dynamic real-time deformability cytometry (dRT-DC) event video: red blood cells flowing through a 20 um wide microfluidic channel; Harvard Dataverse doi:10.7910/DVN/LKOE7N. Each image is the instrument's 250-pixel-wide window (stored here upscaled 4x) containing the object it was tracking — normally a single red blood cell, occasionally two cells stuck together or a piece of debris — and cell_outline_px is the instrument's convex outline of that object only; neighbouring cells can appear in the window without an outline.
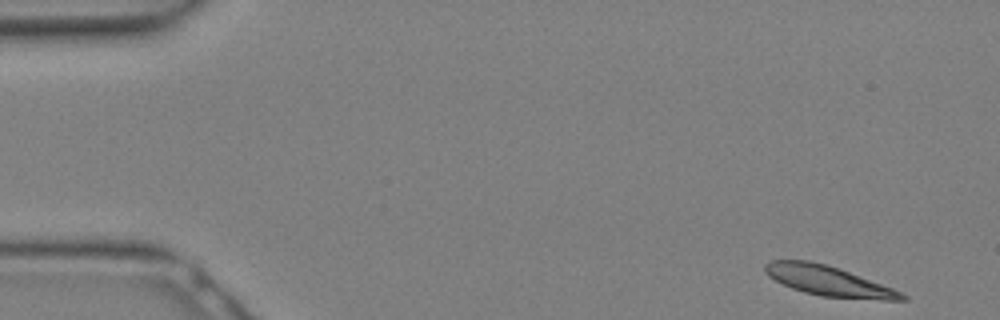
{"species": "Egyptian fruit bat (a non-hibernating species)", "species_latin": "Rousettus aegyptiacus", "temperature_condition": "warm", "stored_images_in_passage": 10, "camera_frame_rate_fps": 3000, "um_per_image_px": 0.085, "animal": {"sex": "female"}, "frame": {"image": 1, "passage_image": 1, "time_ms": 0.0, "image_size_px": [1000, 320], "cell_outline_px": [[908, 300], [884, 300], [820, 296], [804, 292], [792, 288], [768, 276], [764, 272], [764, 264], [768, 260], [808, 260], [828, 264], [840, 268], [892, 288], [908, 296]], "centroid_in_image_um": [70.4, 23.86], "position_along_channel_um": 14.6, "area_um2": 23.93}}
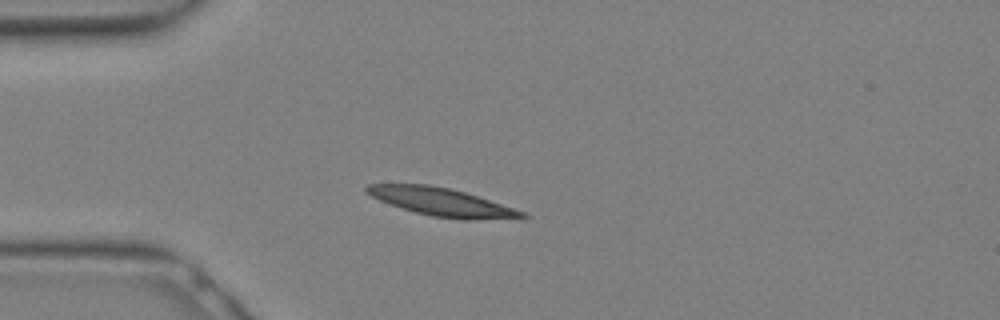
{"frame": {"image": 2, "passage_image": 7, "time_ms": 2.0, "image_size_px": [1000, 320], "cell_outline_px": [[528, 216], [472, 220], [464, 220], [432, 216], [416, 212], [380, 200], [364, 192], [364, 188], [368, 184], [428, 184], [448, 188], [464, 192], [524, 212]], "centroid_in_image_um": [37.45, 17.15], "position_along_channel_um": 47.5, "area_um2": 24.57}}
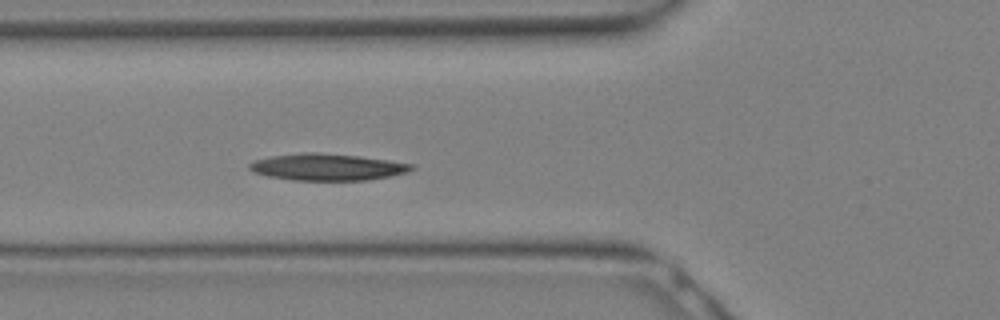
{"frame": {"image": 3, "passage_image": 10, "time_ms": 3.0, "image_size_px": [1000, 320], "cell_outline_px": [[416, 168], [408, 172], [368, 180], [292, 180], [268, 176], [252, 172], [248, 168], [248, 164], [256, 160], [272, 156], [304, 152], [316, 152], [360, 156], [416, 164]], "centroid_in_image_um": [27.84, 14.19], "position_along_channel_um": 98.0, "area_um2": 25.32}}